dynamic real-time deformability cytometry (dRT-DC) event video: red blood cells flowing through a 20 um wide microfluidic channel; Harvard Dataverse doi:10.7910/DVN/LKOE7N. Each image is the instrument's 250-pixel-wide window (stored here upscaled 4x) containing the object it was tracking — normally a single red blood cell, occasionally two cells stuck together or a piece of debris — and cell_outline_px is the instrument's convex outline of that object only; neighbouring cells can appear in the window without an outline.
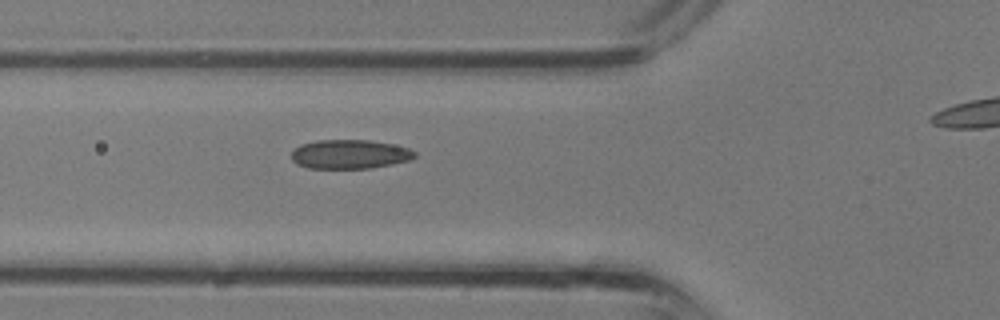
{"species": "common noctule bat (a hibernating species)", "species_latin": "Nyctalus noctula", "temperature_condition": "room temperature", "stored_images_in_passage": 26, "camera_frame_rate_fps": 3000, "um_per_image_px": 0.085, "animal": {"sex": "male", "body_mass_g": 13.3}, "frame": {"image": 1, "passage_image": 8, "time_ms": 2.333, "image_size_px": [1000, 320], "cell_outline_px": [[416, 156], [408, 160], [392, 164], [372, 168], [308, 168], [296, 164], [292, 160], [292, 152], [300, 144], [316, 140], [368, 140], [392, 144], [408, 148], [416, 152]], "centroid_in_image_um": [29.71, 13.11], "position_along_channel_um": 96.1, "area_um2": 20.87}}
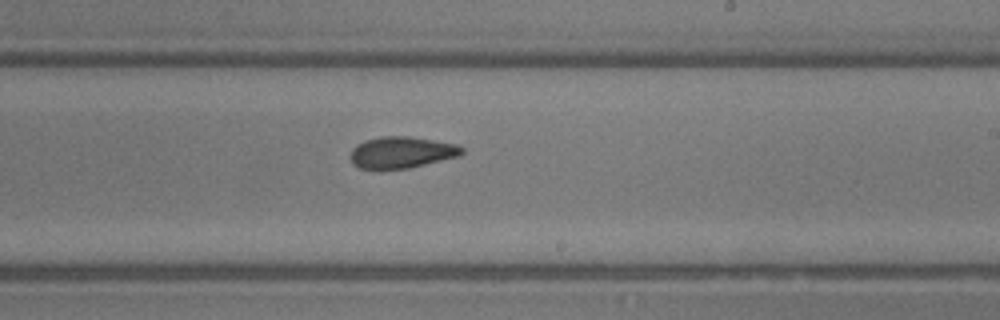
{"frame": {"image": 2, "passage_image": 16, "time_ms": 5.0, "image_size_px": [1000, 320], "cell_outline_px": [[464, 152], [460, 156], [408, 168], [360, 168], [352, 164], [352, 148], [356, 144], [368, 140], [384, 136], [408, 136], [456, 144], [464, 148]], "centroid_in_image_um": [34.17, 12.94], "position_along_channel_um": 254.8, "area_um2": 20.11}}
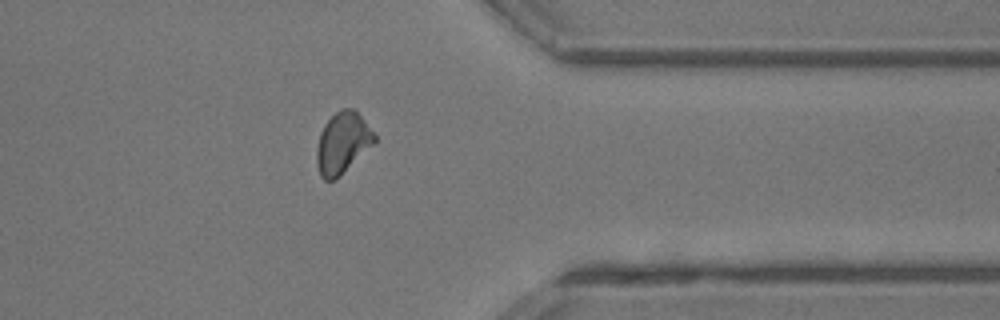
{"frame": {"image": 3, "passage_image": 23, "time_ms": 7.333, "image_size_px": [1000, 320], "cell_outline_px": [[376, 140], [336, 180], [324, 180], [320, 176], [316, 164], [316, 148], [320, 132], [324, 124], [340, 108], [352, 108], [360, 116], [376, 136]], "centroid_in_image_um": [29.06, 12.16], "position_along_channel_um": 382.3, "area_um2": 20.35}}